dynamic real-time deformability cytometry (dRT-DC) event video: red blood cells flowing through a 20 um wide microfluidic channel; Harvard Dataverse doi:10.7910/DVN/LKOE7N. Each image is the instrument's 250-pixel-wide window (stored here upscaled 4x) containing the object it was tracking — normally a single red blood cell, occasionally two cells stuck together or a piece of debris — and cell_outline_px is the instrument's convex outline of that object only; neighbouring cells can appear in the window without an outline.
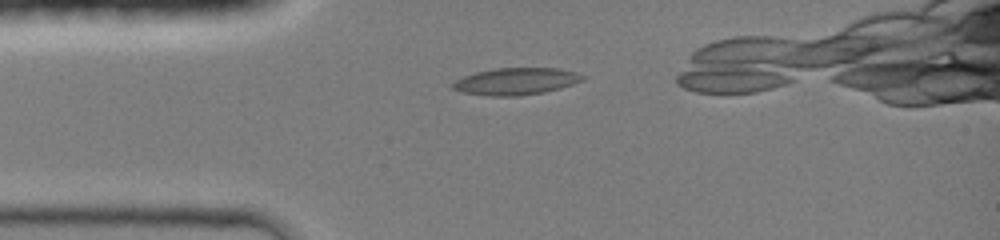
{"species": "common noctule bat (a hibernating species)", "species_latin": "Nyctalus noctula", "temperature_condition": "room temperature", "stored_images_in_passage": 34, "camera_frame_rate_fps": 3000, "um_per_image_px": 0.085, "animal": {"sex": "female", "body_mass_g": 19.0, "forearm_length_mm": 51.5}, "frame": {"image": 1, "passage_image": 5, "time_ms": 1.333, "image_size_px": [1000, 240], "cell_outline_px": [[588, 76], [584, 80], [560, 88], [544, 92], [516, 96], [488, 96], [464, 92], [452, 88], [448, 84], [464, 76], [476, 72], [496, 68], [560, 68], [576, 72]], "centroid_in_image_um": [43.88, 6.91], "position_along_channel_um": 41.1, "area_um2": 20.52}}
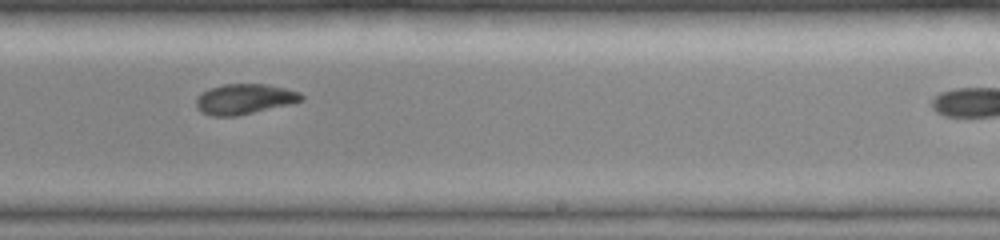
{"frame": {"image": 2, "passage_image": 22, "time_ms": 7.0, "image_size_px": [1000, 240], "cell_outline_px": [[304, 100], [236, 116], [212, 116], [200, 112], [196, 108], [196, 100], [208, 88], [224, 84], [268, 84], [300, 92], [304, 96]], "centroid_in_image_um": [20.76, 8.41], "position_along_channel_um": 268.2, "area_um2": 18.38}}
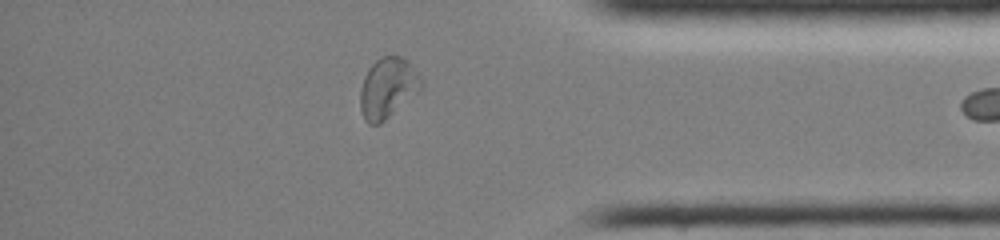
{"frame": {"image": 3, "passage_image": 32, "time_ms": 10.333, "image_size_px": [1000, 240], "cell_outline_px": [[424, 88], [380, 124], [368, 124], [364, 120], [360, 108], [360, 88], [364, 76], [368, 68], [380, 56], [404, 56], [408, 60], [424, 80]], "centroid_in_image_um": [32.99, 7.46], "position_along_channel_um": 402.2, "area_um2": 21.96}}